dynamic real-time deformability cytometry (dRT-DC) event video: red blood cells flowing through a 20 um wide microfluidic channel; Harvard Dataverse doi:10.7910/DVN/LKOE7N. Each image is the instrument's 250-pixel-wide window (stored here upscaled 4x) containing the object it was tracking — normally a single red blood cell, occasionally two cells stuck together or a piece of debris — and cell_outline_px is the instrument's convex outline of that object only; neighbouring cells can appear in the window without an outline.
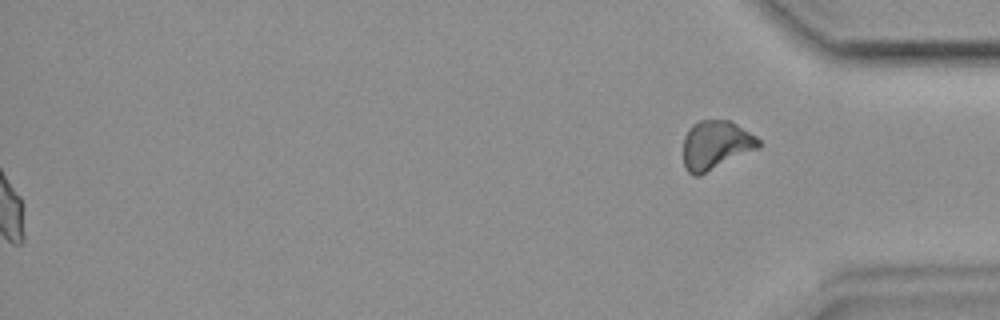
{"species": "common noctule bat (a hibernating species)", "species_latin": "Nyctalus noctula", "temperature_condition": "room temperature", "stored_images_in_passage": 39, "segment_of_instrument_passage": [2, 2], "camera_frame_rate_fps": 3000, "um_per_image_px": 0.085, "animal": {"sex": "female", "body_mass_g": 19.9}, "frame": {"image": 1, "passage_image": 39, "time_ms": 12.667, "image_size_px": [1000, 320], "cell_outline_px": [[760, 148], [700, 176], [692, 176], [688, 172], [684, 164], [684, 136], [688, 128], [692, 124], [700, 120], [728, 120], [736, 124], [756, 136], [760, 140]], "centroid_in_image_um": [60.84, 12.34], "position_along_channel_um": 374.4, "area_um2": 21.68}}